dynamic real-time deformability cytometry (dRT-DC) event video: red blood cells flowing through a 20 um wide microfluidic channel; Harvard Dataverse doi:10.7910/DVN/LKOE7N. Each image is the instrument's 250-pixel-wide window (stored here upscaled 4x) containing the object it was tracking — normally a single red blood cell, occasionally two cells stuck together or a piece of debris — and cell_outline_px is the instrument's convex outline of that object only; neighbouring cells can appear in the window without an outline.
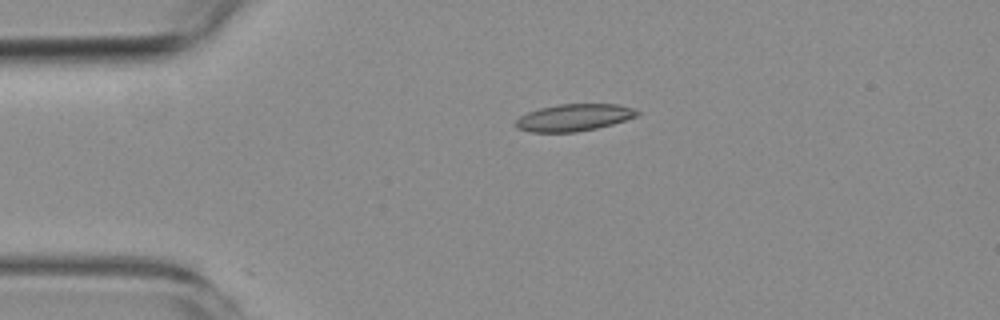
{"species": "common noctule bat (a hibernating species)", "species_latin": "Nyctalus noctula", "temperature_condition": "room temperature", "stored_images_in_passage": 3, "camera_frame_rate_fps": 3000, "um_per_image_px": 0.085, "animal": {"sex": "female", "body_mass_g": 19.3, "forearm_length_mm": 54.1}, "frame": {"image": 1, "passage_image": 1, "time_ms": 0.0, "image_size_px": [1000, 320], "cell_outline_px": [[640, 112], [636, 116], [612, 124], [596, 128], [576, 132], [532, 132], [516, 128], [516, 120], [520, 116], [528, 112], [540, 108], [560, 104], [616, 104], [636, 108]], "centroid_in_image_um": [48.79, 9.99], "position_along_channel_um": 36.2, "area_um2": 19.02}}
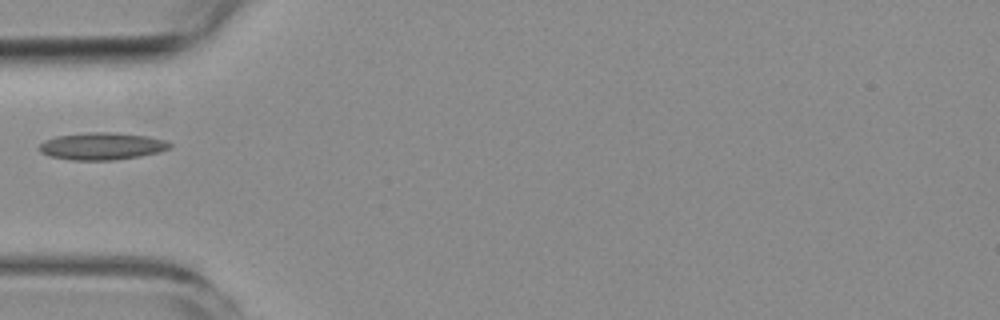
{"frame": {"image": 2, "passage_image": 3, "time_ms": 2.0, "image_size_px": [1000, 320], "cell_outline_px": [[172, 144], [168, 148], [160, 152], [140, 156], [116, 160], [72, 160], [52, 156], [40, 152], [40, 144], [56, 136], [92, 132], [116, 132], [148, 136], [164, 140]], "centroid_in_image_um": [8.7, 12.42], "position_along_channel_um": 76.3, "area_um2": 20.52}}